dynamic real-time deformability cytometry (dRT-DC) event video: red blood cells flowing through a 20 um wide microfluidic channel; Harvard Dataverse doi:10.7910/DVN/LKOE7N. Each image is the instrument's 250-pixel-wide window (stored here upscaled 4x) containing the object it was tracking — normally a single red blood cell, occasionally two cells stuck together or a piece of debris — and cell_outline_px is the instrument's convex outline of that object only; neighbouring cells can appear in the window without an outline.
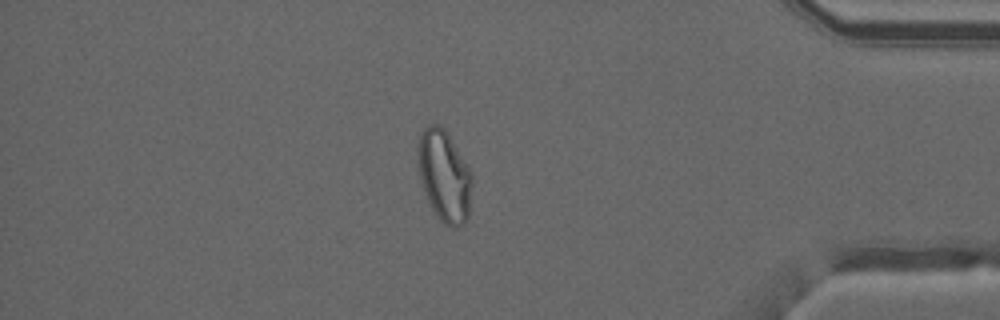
{"species": "common noctule bat (a hibernating species)", "species_latin": "Nyctalus noctula", "temperature_condition": "warm", "stored_images_in_passage": 49, "camera_frame_rate_fps": 3000, "um_per_image_px": 0.085, "animal": {"sex": "male", "forearm_length_mm": 52.5}, "frame": {"image": 1, "passage_image": 42, "time_ms": 13.667, "image_size_px": [1000, 320], "cell_outline_px": [[472, 184], [468, 220], [464, 224], [456, 228], [452, 228], [444, 224], [436, 216], [428, 200], [420, 180], [416, 164], [416, 144], [424, 128], [428, 124], [440, 124], [448, 132], [472, 172]], "centroid_in_image_um": [37.75, 14.93], "position_along_channel_um": 397.4, "area_um2": 29.65}}